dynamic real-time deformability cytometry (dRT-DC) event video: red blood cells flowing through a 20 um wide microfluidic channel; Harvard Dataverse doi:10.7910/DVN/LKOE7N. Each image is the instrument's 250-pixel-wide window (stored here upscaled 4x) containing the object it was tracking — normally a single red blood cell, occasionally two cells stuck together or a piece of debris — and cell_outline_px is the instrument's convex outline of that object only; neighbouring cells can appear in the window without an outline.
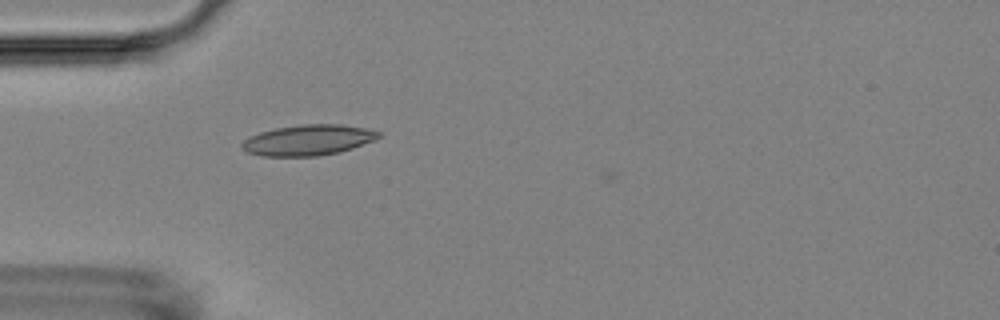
{"species": "Egyptian fruit bat (a non-hibernating species)", "species_latin": "Rousettus aegyptiacus", "temperature_condition": "room temperature", "stored_images_in_passage": 2, "camera_frame_rate_fps": 3000, "um_per_image_px": 0.085, "animal": {"sex": "female"}, "frame": {"image": 1, "passage_image": 2, "time_ms": 1.0, "image_size_px": [1000, 320], "cell_outline_px": [[380, 136], [376, 140], [340, 152], [316, 156], [260, 156], [248, 152], [240, 148], [240, 144], [248, 136], [260, 132], [276, 128], [300, 124], [340, 124], [364, 128], [380, 132]], "centroid_in_image_um": [26.16, 11.91], "position_along_channel_um": 58.8, "area_um2": 24.51}}